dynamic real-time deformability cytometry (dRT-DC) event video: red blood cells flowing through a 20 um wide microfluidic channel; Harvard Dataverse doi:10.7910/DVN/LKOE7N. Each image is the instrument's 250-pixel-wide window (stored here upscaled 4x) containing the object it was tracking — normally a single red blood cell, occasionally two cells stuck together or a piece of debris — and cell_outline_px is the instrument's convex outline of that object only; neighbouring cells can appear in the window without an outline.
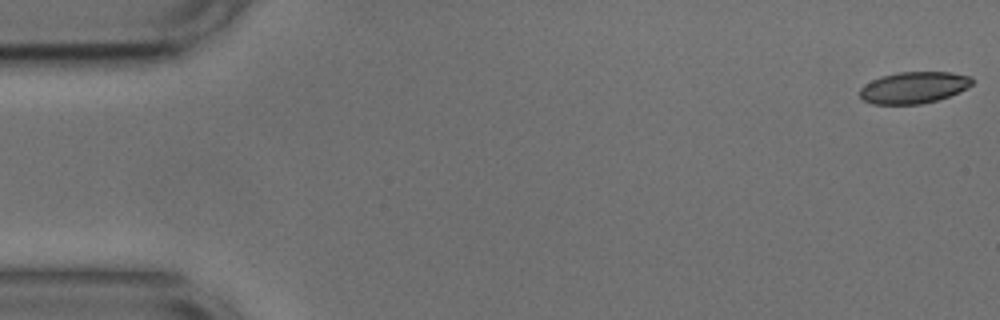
{"species": "common noctule bat (a hibernating species)", "species_latin": "Nyctalus noctula", "temperature_condition": "cold", "stored_images_in_passage": 50, "camera_frame_rate_fps": 3000, "um_per_image_px": 0.085, "animal": {"sex": "male", "body_mass_g": 17.9, "forearm_length_mm": 54.2}, "frame": {"image": 1, "passage_image": 1, "time_ms": 0.0, "image_size_px": [1000, 320], "cell_outline_px": [[972, 84], [968, 88], [960, 92], [936, 100], [920, 104], [872, 104], [864, 100], [860, 96], [860, 88], [864, 84], [880, 76], [900, 72], [952, 72], [972, 76]], "centroid_in_image_um": [77.68, 7.43], "position_along_channel_um": 7.3, "area_um2": 20.75}}
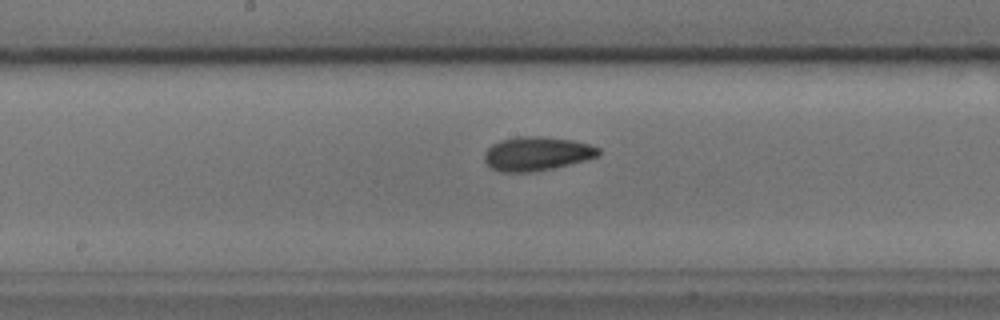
{"frame": {"image": 2, "passage_image": 27, "time_ms": 8.667, "image_size_px": [1000, 320], "cell_outline_px": [[600, 156], [552, 168], [532, 172], [504, 172], [492, 168], [484, 160], [484, 152], [492, 144], [500, 140], [516, 136], [536, 136], [572, 140], [588, 144], [600, 148]], "centroid_in_image_um": [45.61, 13.05], "position_along_channel_um": 202.6, "area_um2": 22.43}}
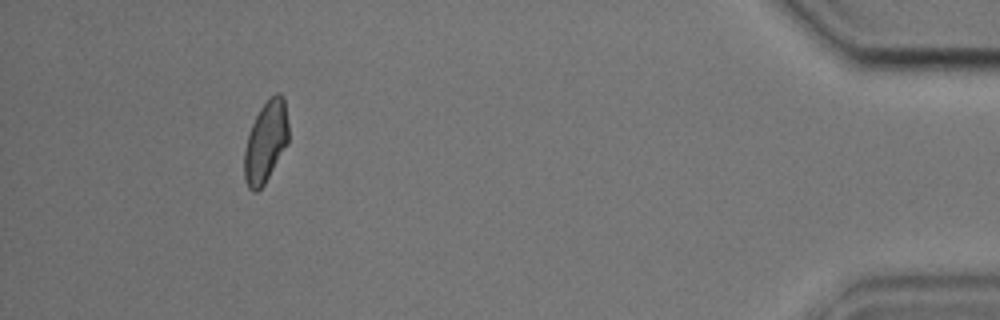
{"frame": {"image": 3, "passage_image": 49, "time_ms": 16.0, "image_size_px": [1000, 320], "cell_outline_px": [[288, 144], [264, 184], [256, 192], [252, 192], [248, 188], [244, 180], [244, 152], [248, 136], [252, 124], [260, 108], [276, 92], [280, 92], [284, 96], [288, 124]], "centroid_in_image_um": [22.59, 12.06], "position_along_channel_um": 412.6, "area_um2": 20.92}}